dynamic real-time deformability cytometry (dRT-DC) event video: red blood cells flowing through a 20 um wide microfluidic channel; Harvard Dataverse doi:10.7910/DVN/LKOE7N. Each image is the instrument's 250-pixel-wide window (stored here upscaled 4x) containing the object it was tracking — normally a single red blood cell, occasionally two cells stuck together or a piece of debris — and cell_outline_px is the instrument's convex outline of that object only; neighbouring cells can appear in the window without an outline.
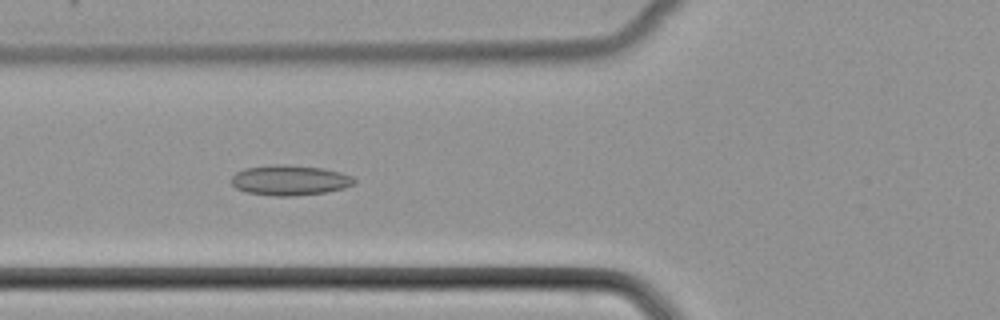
{"species": "common noctule bat (a hibernating species)", "species_latin": "Nyctalus noctula", "temperature_condition": "cold", "stored_images_in_passage": 9, "camera_frame_rate_fps": 3000, "um_per_image_px": 0.085, "animal": {"sex": "female", "body_mass_g": 22.7, "forearm_length_mm": 54.2}, "frame": {"image": 1, "passage_image": 4, "time_ms": 1.0, "image_size_px": [1000, 320], "cell_outline_px": [[356, 184], [344, 188], [328, 192], [296, 196], [272, 196], [248, 192], [236, 188], [232, 184], [232, 176], [236, 172], [244, 168], [272, 164], [280, 164], [324, 168], [340, 172], [352, 176], [356, 180]], "centroid_in_image_um": [24.66, 15.32], "position_along_channel_um": 101.1, "area_um2": 21.85}}
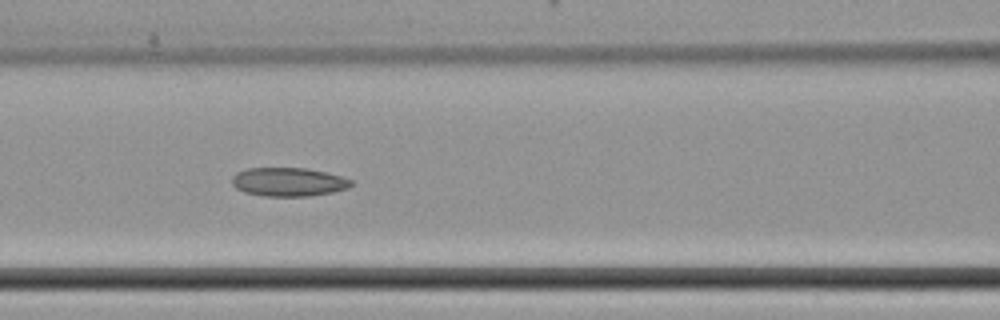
{"frame": {"image": 2, "passage_image": 7, "time_ms": 2.0, "image_size_px": [1000, 320], "cell_outline_px": [[352, 184], [348, 188], [332, 192], [308, 196], [264, 196], [244, 192], [236, 188], [232, 184], [232, 176], [236, 172], [248, 168], [308, 168], [340, 176], [352, 180]], "centroid_in_image_um": [24.49, 15.46], "position_along_channel_um": 142.1, "area_um2": 19.88}}